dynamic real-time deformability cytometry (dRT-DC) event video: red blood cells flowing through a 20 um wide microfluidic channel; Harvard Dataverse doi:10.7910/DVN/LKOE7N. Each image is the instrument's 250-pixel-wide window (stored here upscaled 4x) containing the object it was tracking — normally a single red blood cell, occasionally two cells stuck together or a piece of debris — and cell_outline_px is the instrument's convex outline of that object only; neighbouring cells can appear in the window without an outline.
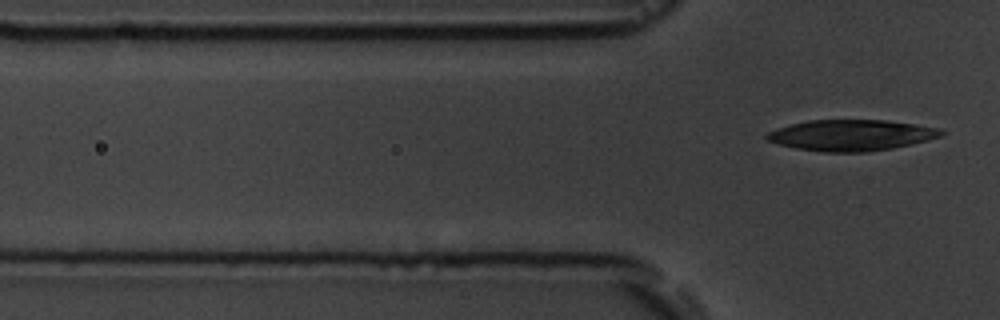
{"species": "common noctule bat (a hibernating species)", "species_latin": "Nyctalus noctula", "temperature_condition": "room temperature", "stored_images_in_passage": 3, "camera_frame_rate_fps": 3000, "um_per_image_px": 0.085, "animal": {"sex": "male", "body_mass_g": 19.5, "forearm_length_mm": 54.6}, "frame": {"image": 1, "passage_image": 3, "time_ms": 3.333, "image_size_px": [1000, 320], "cell_outline_px": [[944, 132], [940, 136], [928, 140], [912, 144], [892, 148], [868, 152], [824, 152], [796, 148], [780, 144], [768, 140], [764, 136], [768, 132], [792, 124], [808, 120], [888, 120], [940, 128]], "centroid_in_image_um": [72.38, 11.49], "position_along_channel_um": 53.4, "area_um2": 31.33}}